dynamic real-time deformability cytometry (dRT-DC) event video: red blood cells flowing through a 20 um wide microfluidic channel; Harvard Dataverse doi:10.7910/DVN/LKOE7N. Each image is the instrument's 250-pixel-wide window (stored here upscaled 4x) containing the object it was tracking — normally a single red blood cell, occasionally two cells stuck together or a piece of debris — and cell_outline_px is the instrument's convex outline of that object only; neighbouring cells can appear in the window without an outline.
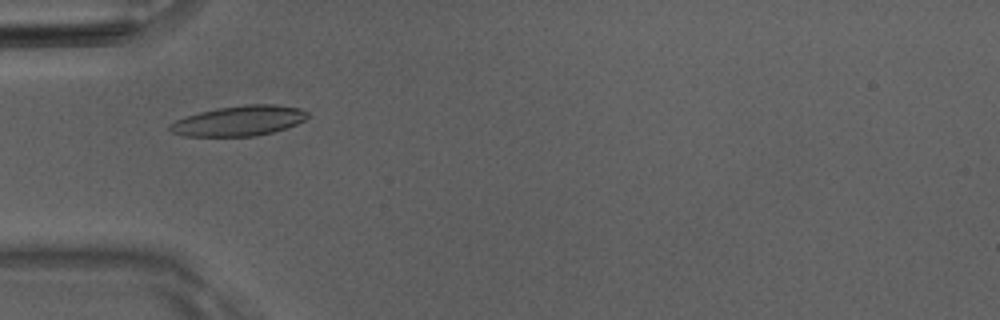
{"species": "Egyptian fruit bat (a non-hibernating species)", "species_latin": "Rousettus aegyptiacus", "temperature_condition": "room temperature", "stored_images_in_passage": 51, "camera_frame_rate_fps": 3000, "um_per_image_px": 0.085, "animal": {"sex": "male"}, "frame": {"image": 1, "passage_image": 17, "time_ms": 5.333, "image_size_px": [1000, 320], "cell_outline_px": [[308, 116], [304, 120], [296, 124], [272, 132], [256, 136], [184, 136], [172, 132], [168, 128], [168, 124], [176, 120], [200, 112], [216, 108], [244, 104], [276, 104], [300, 108], [308, 112]], "centroid_in_image_um": [20.31, 10.26], "position_along_channel_um": 64.7, "area_um2": 24.16}}
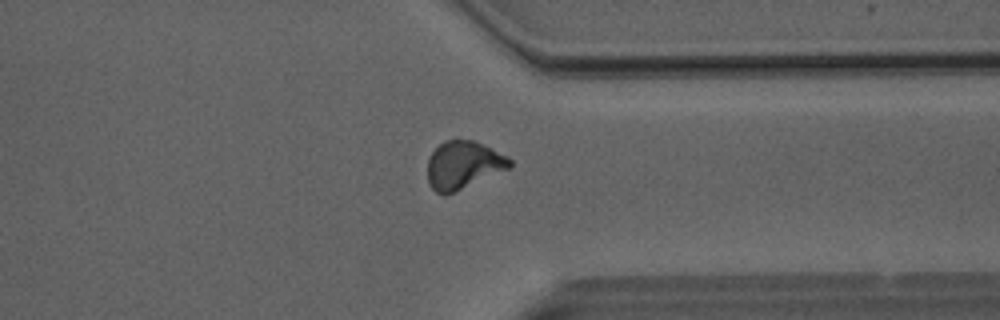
{"frame": {"image": 2, "passage_image": 40, "time_ms": 13.0, "image_size_px": [1000, 320], "cell_outline_px": [[512, 168], [444, 196], [436, 192], [428, 184], [428, 156], [444, 140], [476, 140], [508, 156], [512, 160]], "centroid_in_image_um": [39.41, 14.03], "position_along_channel_um": 372.0, "area_um2": 23.24}}
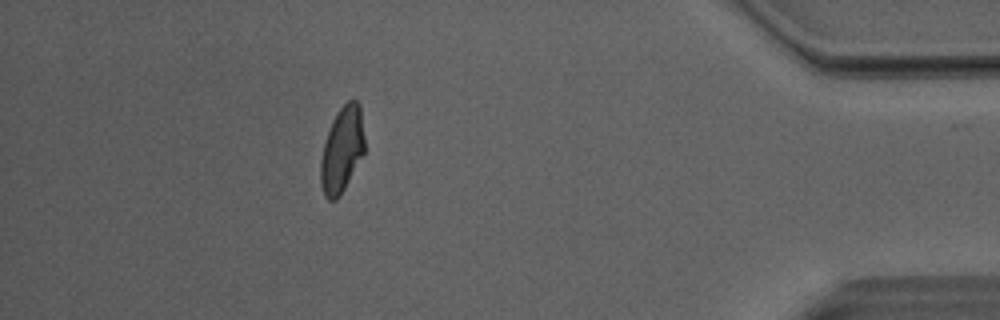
{"frame": {"image": 3, "passage_image": 46, "time_ms": 15.0, "image_size_px": [1000, 320], "cell_outline_px": [[364, 156], [340, 196], [336, 200], [328, 200], [324, 196], [320, 184], [320, 160], [324, 144], [332, 120], [336, 112], [348, 100], [356, 100], [360, 104], [364, 136]], "centroid_in_image_um": [29.07, 12.75], "position_along_channel_um": 406.1, "area_um2": 22.25}, "authors_computed_cell_mechanics": {"area_um2": 22.6576, "velocity_mm_per_s": 4.0489, "shape_relaxation_time_tau1_ms": 5.8977, "shape_relaxation_time_tau2_ms": 2.1894, "deformation_change_tau1": 0.1804, "deformation_change_tau2": 0.082}}